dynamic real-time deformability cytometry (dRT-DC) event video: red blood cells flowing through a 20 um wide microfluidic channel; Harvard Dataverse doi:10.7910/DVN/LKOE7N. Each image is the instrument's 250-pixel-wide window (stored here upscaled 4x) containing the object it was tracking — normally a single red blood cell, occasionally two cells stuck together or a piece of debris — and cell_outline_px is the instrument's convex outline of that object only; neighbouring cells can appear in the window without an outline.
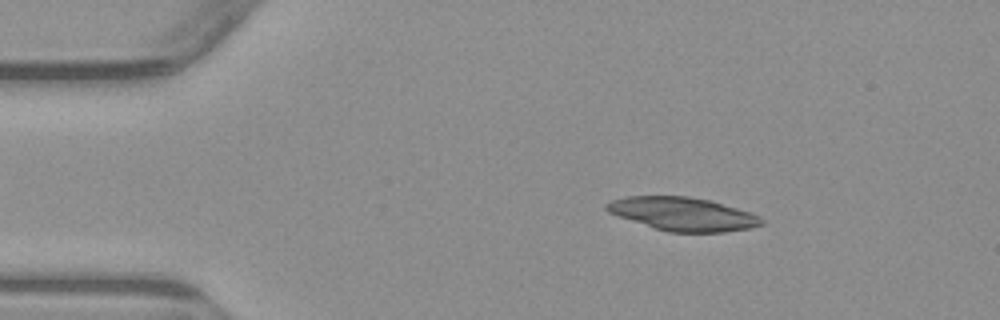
{"species": "common noctule bat (a hibernating species)", "species_latin": "Nyctalus noctula", "temperature_condition": "warm", "stored_images_in_passage": 3, "camera_frame_rate_fps": 3000, "um_per_image_px": 0.085, "animal": {"sex": "male", "body_mass_g": 23.1, "forearm_length_mm": 52.7}, "frame": {"image": 1, "passage_image": 1, "time_ms": 0.0, "image_size_px": [1000, 320], "cell_outline_px": [[764, 224], [748, 228], [724, 232], [668, 232], [608, 212], [604, 208], [604, 204], [612, 200], [628, 196], [688, 196], [708, 200], [736, 208], [760, 216], [764, 220]], "centroid_in_image_um": [58.04, 18.18], "position_along_channel_um": 27.0, "area_um2": 29.71}}